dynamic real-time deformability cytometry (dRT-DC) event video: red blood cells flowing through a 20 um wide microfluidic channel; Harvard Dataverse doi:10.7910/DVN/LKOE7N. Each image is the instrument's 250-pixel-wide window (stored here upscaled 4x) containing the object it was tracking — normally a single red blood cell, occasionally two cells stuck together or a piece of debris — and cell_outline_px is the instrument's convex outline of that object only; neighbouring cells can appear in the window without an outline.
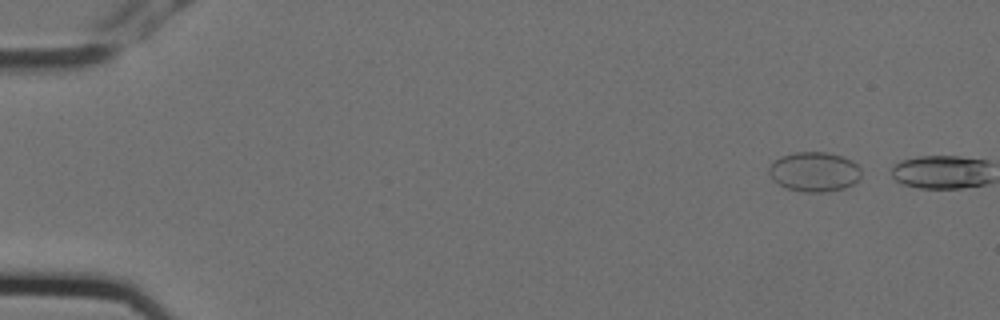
{"species": "Egyptian fruit bat (a non-hibernating species)", "species_latin": "Rousettus aegyptiacus", "temperature_condition": "cold", "stored_images_in_passage": 2, "camera_frame_rate_fps": 3000, "um_per_image_px": 0.085, "animal": {"sex": "female"}, "frame": {"image": 1, "passage_image": 1, "time_ms": 0.0, "image_size_px": [1000, 320], "cell_outline_px": [[860, 180], [844, 188], [824, 192], [804, 192], [788, 188], [772, 180], [768, 172], [768, 168], [772, 160], [780, 156], [796, 152], [828, 152], [852, 160], [860, 168]], "centroid_in_image_um": [69.19, 14.59], "position_along_channel_um": 15.8, "area_um2": 21.44}}